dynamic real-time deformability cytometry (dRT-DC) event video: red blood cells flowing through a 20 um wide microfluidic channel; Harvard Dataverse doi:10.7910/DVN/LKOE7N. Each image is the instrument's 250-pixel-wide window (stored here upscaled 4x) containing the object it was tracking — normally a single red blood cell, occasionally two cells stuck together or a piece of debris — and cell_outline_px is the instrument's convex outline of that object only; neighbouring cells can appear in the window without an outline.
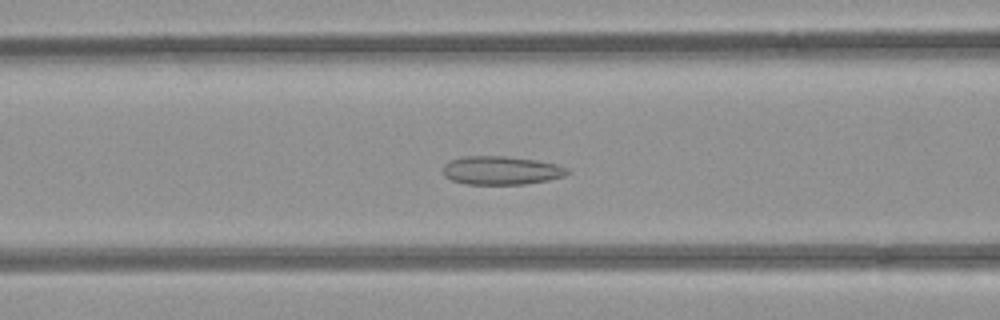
{"species": "common noctule bat (a hibernating species)", "species_latin": "Nyctalus noctula", "temperature_condition": "room temperature", "stored_images_in_passage": 39, "camera_frame_rate_fps": 3000, "um_per_image_px": 0.085, "animal": {"sex": "female", "body_mass_g": 21.9}, "frame": {"image": 1, "passage_image": 8, "time_ms": 2.333, "image_size_px": [1000, 320], "cell_outline_px": [[572, 172], [564, 176], [548, 180], [524, 184], [468, 184], [452, 180], [444, 176], [444, 164], [448, 160], [464, 156], [504, 156], [536, 160], [556, 164], [568, 168]], "centroid_in_image_um": [42.61, 14.48], "position_along_channel_um": 124.0, "area_um2": 20.69}}
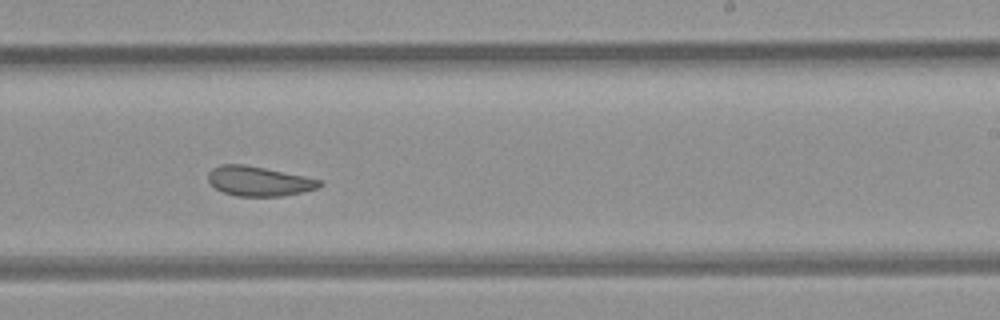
{"frame": {"image": 2, "passage_image": 19, "time_ms": 6.0, "image_size_px": [1000, 320], "cell_outline_px": [[324, 184], [316, 188], [304, 192], [280, 196], [236, 196], [224, 192], [216, 188], [208, 180], [208, 172], [212, 168], [220, 164], [244, 164], [324, 180]], "centroid_in_image_um": [22.02, 15.39], "position_along_channel_um": 267.0, "area_um2": 19.25}}
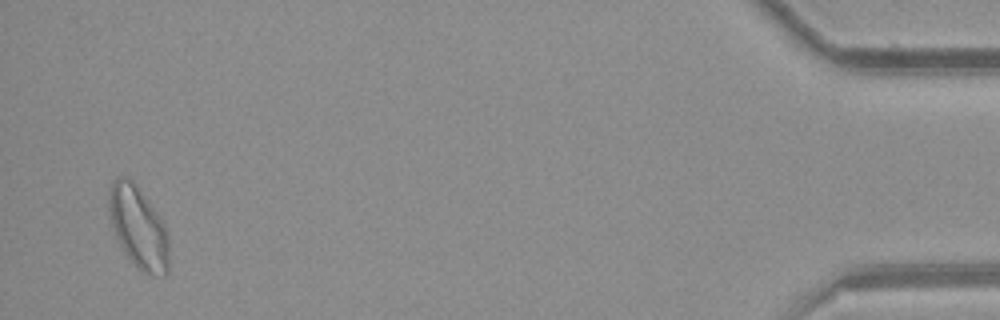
{"frame": {"image": 3, "passage_image": 38, "time_ms": 12.333, "image_size_px": [1000, 320], "cell_outline_px": [[168, 272], [164, 276], [156, 276], [144, 272], [136, 268], [124, 252], [112, 228], [108, 208], [108, 196], [112, 184], [120, 176], [128, 176], [136, 184], [148, 200], [164, 224], [168, 232]], "centroid_in_image_um": [11.76, 19.34], "position_along_channel_um": 423.4, "area_um2": 28.67}, "authors_computed_cell_mechanics": {"area_um2": 20.7502, "velocity_mm_per_s": 3.9087, "shape_relaxation_time_tau1_ms": null, "shape_relaxation_time_tau2_ms": 2.2702, "deformation_change_tau1": null, "deformation_change_tau2": 0.0922}}